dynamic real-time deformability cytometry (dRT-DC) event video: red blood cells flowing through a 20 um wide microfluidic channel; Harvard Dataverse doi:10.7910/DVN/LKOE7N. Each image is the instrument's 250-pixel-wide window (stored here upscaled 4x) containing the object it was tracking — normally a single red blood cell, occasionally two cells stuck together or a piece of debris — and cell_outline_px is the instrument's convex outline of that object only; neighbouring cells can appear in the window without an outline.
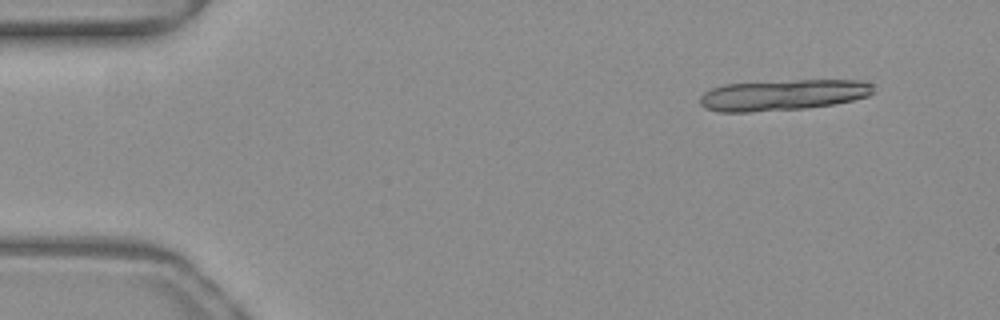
{"species": "common noctule bat (a hibernating species)", "species_latin": "Nyctalus noctula", "temperature_condition": "warm", "stored_images_in_passage": 15, "camera_frame_rate_fps": 3000, "um_per_image_px": 0.085, "animal": {"sex": "female", "body_mass_g": 19.3, "forearm_length_mm": 54.1}, "frame": {"image": 1, "passage_image": 3, "time_ms": 0.667, "image_size_px": [1000, 320], "cell_outline_px": [[872, 92], [868, 96], [836, 104], [804, 108], [752, 112], [720, 112], [704, 108], [700, 104], [700, 96], [704, 92], [712, 88], [724, 84], [796, 80], [860, 80], [872, 84]], "centroid_in_image_um": [66.51, 8.08], "position_along_channel_um": 18.5, "area_um2": 31.21}}